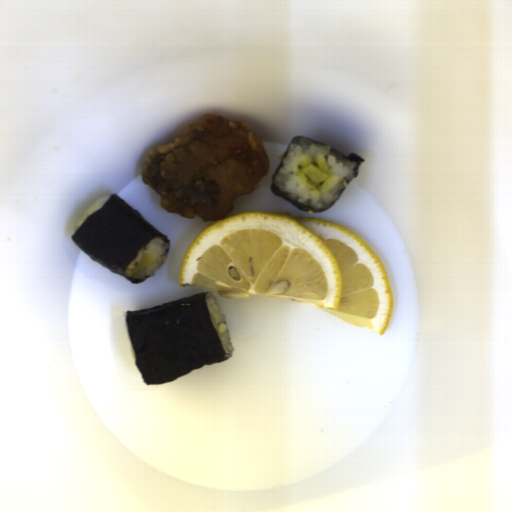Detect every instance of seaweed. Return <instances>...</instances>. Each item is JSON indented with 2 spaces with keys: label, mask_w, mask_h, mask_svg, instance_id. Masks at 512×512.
Listing matches in <instances>:
<instances>
[{
  "label": "seaweed",
  "mask_w": 512,
  "mask_h": 512,
  "mask_svg": "<svg viewBox=\"0 0 512 512\" xmlns=\"http://www.w3.org/2000/svg\"><path fill=\"white\" fill-rule=\"evenodd\" d=\"M209 292L126 312L128 337L145 384L171 383L228 359L208 310Z\"/></svg>",
  "instance_id": "1faa68ee"
},
{
  "label": "seaweed",
  "mask_w": 512,
  "mask_h": 512,
  "mask_svg": "<svg viewBox=\"0 0 512 512\" xmlns=\"http://www.w3.org/2000/svg\"><path fill=\"white\" fill-rule=\"evenodd\" d=\"M157 237L168 244L164 254L169 253L170 241L166 234L115 192L97 211L90 213L71 236L82 250L125 274L143 245Z\"/></svg>",
  "instance_id": "45ffbabd"
},
{
  "label": "seaweed",
  "mask_w": 512,
  "mask_h": 512,
  "mask_svg": "<svg viewBox=\"0 0 512 512\" xmlns=\"http://www.w3.org/2000/svg\"><path fill=\"white\" fill-rule=\"evenodd\" d=\"M300 138H306V139L311 140V141H313V142L320 143V144H321V145H323V146H328V145H326V144H323V143L319 142V141H318V140H316V139L309 138V137H306V136H303V135H297V136H295V137L291 138V140H290V142H289V144H288V146H287V148H286V150H285V152H284V154H283V158H282V160H281V162H280L279 166L277 167L276 171L272 174V184H271V187H270V188H271V190H272V192H273V194H274V195L279 196V197H282V198H284V199H286V200L290 201V202H291V203H293L295 206H297V207L299 208V210H300V211H303V212H306V213H307V212H317V213H318V212H321V211H325V210L330 209L331 207H333V206H334V205L339 201V199L341 198L342 194L344 193V191L346 190V188L348 187V185H349V184H350V183H351V182H352L356 177H358V175H359V170H360V166H361V164H362L363 162H365V159H363L362 157H360V156H358V155H356V154H354V153H353V154H350L349 156H344L341 152H339V151L335 150L334 148H332V147L328 146V147L332 148L333 150H335V151L339 152L340 154H342L344 157H346V158H347V159H349L350 161L357 163V164H356V166H355V178H354L353 180H348V184H347V186L342 190V192H341V193H340V195L338 196V198H337V200H336L335 204L331 205V206H330V207H328V208H324V209H317V210H316V209H313V208H312L311 206H309V205L302 204L301 202H299V199H298L297 201H296V200H294V199H291L290 197H288V196H289V194H290V192H286V191H282V190L278 189V187H277V185H276V183H275V175L279 172V170H280L281 166H283L282 161H283V159H284V157H285V155H286V153H287V151H288V148H289L290 144H291L294 140H298V139H300Z\"/></svg>",
  "instance_id": "7513b1e5"
},
{
  "label": "seaweed",
  "mask_w": 512,
  "mask_h": 512,
  "mask_svg": "<svg viewBox=\"0 0 512 512\" xmlns=\"http://www.w3.org/2000/svg\"><path fill=\"white\" fill-rule=\"evenodd\" d=\"M126 278H128L131 281V283H133V284L134 283H141L142 281L146 280V278L144 280H142L140 277L138 279H132L129 276L126 277Z\"/></svg>",
  "instance_id": "ac131d1f"
}]
</instances>
